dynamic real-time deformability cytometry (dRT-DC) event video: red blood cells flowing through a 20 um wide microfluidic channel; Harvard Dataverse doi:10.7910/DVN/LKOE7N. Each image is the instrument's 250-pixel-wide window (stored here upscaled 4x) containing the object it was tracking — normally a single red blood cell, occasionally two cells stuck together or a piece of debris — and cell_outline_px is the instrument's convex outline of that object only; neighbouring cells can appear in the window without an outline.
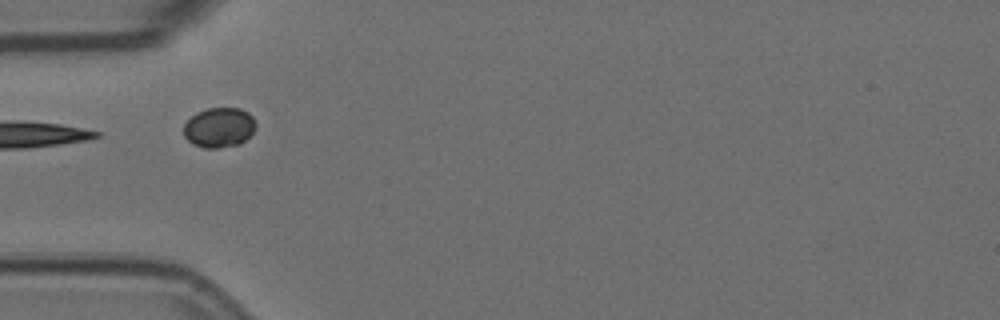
{"species": "Egyptian fruit bat (a non-hibernating species)", "species_latin": "Rousettus aegyptiacus", "temperature_condition": "room temperature", "stored_images_in_passage": 6, "camera_frame_rate_fps": 3000, "um_per_image_px": 0.085, "animal": {"sex": "female"}, "frame": {"image": 1, "passage_image": 1, "time_ms": 0.0, "image_size_px": [1000, 320], "cell_outline_px": [[256, 128], [240, 144], [220, 148], [204, 148], [192, 144], [184, 136], [184, 124], [196, 112], [208, 108], [240, 108], [248, 112], [252, 116], [256, 124]], "centroid_in_image_um": [18.62, 10.84], "position_along_channel_um": 66.4, "area_um2": 16.82}}